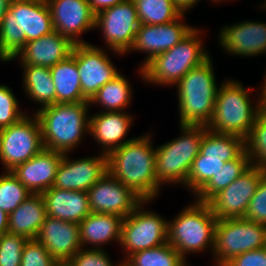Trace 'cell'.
Listing matches in <instances>:
<instances>
[{
    "instance_id": "6da1fadb",
    "label": "cell",
    "mask_w": 266,
    "mask_h": 266,
    "mask_svg": "<svg viewBox=\"0 0 266 266\" xmlns=\"http://www.w3.org/2000/svg\"><path fill=\"white\" fill-rule=\"evenodd\" d=\"M149 134V135H148ZM125 143L107 155L108 173L130 187L143 200H154L161 185L155 174V154L151 134Z\"/></svg>"
},
{
    "instance_id": "7a4b0ae2",
    "label": "cell",
    "mask_w": 266,
    "mask_h": 266,
    "mask_svg": "<svg viewBox=\"0 0 266 266\" xmlns=\"http://www.w3.org/2000/svg\"><path fill=\"white\" fill-rule=\"evenodd\" d=\"M53 31L46 0H11L0 25V61L10 62L27 42Z\"/></svg>"
},
{
    "instance_id": "3957f363",
    "label": "cell",
    "mask_w": 266,
    "mask_h": 266,
    "mask_svg": "<svg viewBox=\"0 0 266 266\" xmlns=\"http://www.w3.org/2000/svg\"><path fill=\"white\" fill-rule=\"evenodd\" d=\"M89 101L80 103H55L36 110L44 148L70 154L80 145L84 134L89 133ZM86 132V133H85Z\"/></svg>"
},
{
    "instance_id": "277c9868",
    "label": "cell",
    "mask_w": 266,
    "mask_h": 266,
    "mask_svg": "<svg viewBox=\"0 0 266 266\" xmlns=\"http://www.w3.org/2000/svg\"><path fill=\"white\" fill-rule=\"evenodd\" d=\"M252 88H245L241 82L233 79L224 80L222 85H219L207 130L219 134H233L245 139L255 119L260 115V95L258 94L256 102H253Z\"/></svg>"
},
{
    "instance_id": "5b68a950",
    "label": "cell",
    "mask_w": 266,
    "mask_h": 266,
    "mask_svg": "<svg viewBox=\"0 0 266 266\" xmlns=\"http://www.w3.org/2000/svg\"><path fill=\"white\" fill-rule=\"evenodd\" d=\"M209 57L182 77L177 87L179 125L207 126L214 111L218 86Z\"/></svg>"
},
{
    "instance_id": "8992f818",
    "label": "cell",
    "mask_w": 266,
    "mask_h": 266,
    "mask_svg": "<svg viewBox=\"0 0 266 266\" xmlns=\"http://www.w3.org/2000/svg\"><path fill=\"white\" fill-rule=\"evenodd\" d=\"M202 33L205 32L194 28L174 47L139 68V76L149 84L175 86L192 68L201 65L210 57L204 48Z\"/></svg>"
},
{
    "instance_id": "52a82bcc",
    "label": "cell",
    "mask_w": 266,
    "mask_h": 266,
    "mask_svg": "<svg viewBox=\"0 0 266 266\" xmlns=\"http://www.w3.org/2000/svg\"><path fill=\"white\" fill-rule=\"evenodd\" d=\"M217 218L208 203L194 200L168 221V243L186 260L187 254L214 250ZM208 248V249H206Z\"/></svg>"
},
{
    "instance_id": "ba28073f",
    "label": "cell",
    "mask_w": 266,
    "mask_h": 266,
    "mask_svg": "<svg viewBox=\"0 0 266 266\" xmlns=\"http://www.w3.org/2000/svg\"><path fill=\"white\" fill-rule=\"evenodd\" d=\"M180 136L155 147V174L158 183L183 184L185 187L194 159L200 151V143L206 126L180 125Z\"/></svg>"
},
{
    "instance_id": "9c48e42d",
    "label": "cell",
    "mask_w": 266,
    "mask_h": 266,
    "mask_svg": "<svg viewBox=\"0 0 266 266\" xmlns=\"http://www.w3.org/2000/svg\"><path fill=\"white\" fill-rule=\"evenodd\" d=\"M244 151V138L206 130L200 143L199 154L193 161L185 187L195 195L215 176L225 162L238 158Z\"/></svg>"
},
{
    "instance_id": "30bf717a",
    "label": "cell",
    "mask_w": 266,
    "mask_h": 266,
    "mask_svg": "<svg viewBox=\"0 0 266 266\" xmlns=\"http://www.w3.org/2000/svg\"><path fill=\"white\" fill-rule=\"evenodd\" d=\"M265 246V225L245 218L217 220L213 265H225L237 255Z\"/></svg>"
},
{
    "instance_id": "8fae6325",
    "label": "cell",
    "mask_w": 266,
    "mask_h": 266,
    "mask_svg": "<svg viewBox=\"0 0 266 266\" xmlns=\"http://www.w3.org/2000/svg\"><path fill=\"white\" fill-rule=\"evenodd\" d=\"M151 200H143L125 217L121 227L120 246L124 260L131 254L159 247L168 242V220L154 211L142 209Z\"/></svg>"
},
{
    "instance_id": "7c38bea8",
    "label": "cell",
    "mask_w": 266,
    "mask_h": 266,
    "mask_svg": "<svg viewBox=\"0 0 266 266\" xmlns=\"http://www.w3.org/2000/svg\"><path fill=\"white\" fill-rule=\"evenodd\" d=\"M44 149L41 125L36 114L0 130V161L4 171H12Z\"/></svg>"
},
{
    "instance_id": "4fadbf2b",
    "label": "cell",
    "mask_w": 266,
    "mask_h": 266,
    "mask_svg": "<svg viewBox=\"0 0 266 266\" xmlns=\"http://www.w3.org/2000/svg\"><path fill=\"white\" fill-rule=\"evenodd\" d=\"M133 0H127L95 15V29L101 30L106 47L118 56L129 53L139 28Z\"/></svg>"
},
{
    "instance_id": "5bb4252c",
    "label": "cell",
    "mask_w": 266,
    "mask_h": 266,
    "mask_svg": "<svg viewBox=\"0 0 266 266\" xmlns=\"http://www.w3.org/2000/svg\"><path fill=\"white\" fill-rule=\"evenodd\" d=\"M83 96L90 101L98 90L120 74L104 48L91 43L75 44L72 50Z\"/></svg>"
},
{
    "instance_id": "9a60e30c",
    "label": "cell",
    "mask_w": 266,
    "mask_h": 266,
    "mask_svg": "<svg viewBox=\"0 0 266 266\" xmlns=\"http://www.w3.org/2000/svg\"><path fill=\"white\" fill-rule=\"evenodd\" d=\"M265 174L259 167L251 165L228 187L217 193L208 202L217 220L244 218L249 202Z\"/></svg>"
},
{
    "instance_id": "2e32d148",
    "label": "cell",
    "mask_w": 266,
    "mask_h": 266,
    "mask_svg": "<svg viewBox=\"0 0 266 266\" xmlns=\"http://www.w3.org/2000/svg\"><path fill=\"white\" fill-rule=\"evenodd\" d=\"M91 212L116 214L123 218L130 215L143 201L130 187L106 173L88 191Z\"/></svg>"
},
{
    "instance_id": "e0dca14e",
    "label": "cell",
    "mask_w": 266,
    "mask_h": 266,
    "mask_svg": "<svg viewBox=\"0 0 266 266\" xmlns=\"http://www.w3.org/2000/svg\"><path fill=\"white\" fill-rule=\"evenodd\" d=\"M184 17V14H181L176 20L166 24L139 25L133 45L129 50V52L139 51L147 54L139 68H142L155 56L174 47L195 28L185 24Z\"/></svg>"
},
{
    "instance_id": "ac0fdd59",
    "label": "cell",
    "mask_w": 266,
    "mask_h": 266,
    "mask_svg": "<svg viewBox=\"0 0 266 266\" xmlns=\"http://www.w3.org/2000/svg\"><path fill=\"white\" fill-rule=\"evenodd\" d=\"M63 154L52 187L64 190L88 191L108 173L107 155L71 159Z\"/></svg>"
},
{
    "instance_id": "d6986e66",
    "label": "cell",
    "mask_w": 266,
    "mask_h": 266,
    "mask_svg": "<svg viewBox=\"0 0 266 266\" xmlns=\"http://www.w3.org/2000/svg\"><path fill=\"white\" fill-rule=\"evenodd\" d=\"M54 30L68 37L74 44L87 43L82 33L95 29V14L87 0H46Z\"/></svg>"
},
{
    "instance_id": "ffe728a7",
    "label": "cell",
    "mask_w": 266,
    "mask_h": 266,
    "mask_svg": "<svg viewBox=\"0 0 266 266\" xmlns=\"http://www.w3.org/2000/svg\"><path fill=\"white\" fill-rule=\"evenodd\" d=\"M220 45L225 52L241 57H254L266 54V24L264 22L241 21L223 27L220 32Z\"/></svg>"
},
{
    "instance_id": "44dd1931",
    "label": "cell",
    "mask_w": 266,
    "mask_h": 266,
    "mask_svg": "<svg viewBox=\"0 0 266 266\" xmlns=\"http://www.w3.org/2000/svg\"><path fill=\"white\" fill-rule=\"evenodd\" d=\"M57 262H68L83 248L79 224L47 216L35 238Z\"/></svg>"
},
{
    "instance_id": "7402d4cb",
    "label": "cell",
    "mask_w": 266,
    "mask_h": 266,
    "mask_svg": "<svg viewBox=\"0 0 266 266\" xmlns=\"http://www.w3.org/2000/svg\"><path fill=\"white\" fill-rule=\"evenodd\" d=\"M74 43L57 31L31 40L11 59H19L21 66L39 65L51 68L71 55Z\"/></svg>"
},
{
    "instance_id": "603a6c76",
    "label": "cell",
    "mask_w": 266,
    "mask_h": 266,
    "mask_svg": "<svg viewBox=\"0 0 266 266\" xmlns=\"http://www.w3.org/2000/svg\"><path fill=\"white\" fill-rule=\"evenodd\" d=\"M63 154L43 149L11 172L32 194H41L51 188Z\"/></svg>"
},
{
    "instance_id": "cb8c5ba5",
    "label": "cell",
    "mask_w": 266,
    "mask_h": 266,
    "mask_svg": "<svg viewBox=\"0 0 266 266\" xmlns=\"http://www.w3.org/2000/svg\"><path fill=\"white\" fill-rule=\"evenodd\" d=\"M132 114L127 111L98 112L89 118V135L102 147V154L121 147L134 138L124 140L132 127Z\"/></svg>"
},
{
    "instance_id": "d4e9b609",
    "label": "cell",
    "mask_w": 266,
    "mask_h": 266,
    "mask_svg": "<svg viewBox=\"0 0 266 266\" xmlns=\"http://www.w3.org/2000/svg\"><path fill=\"white\" fill-rule=\"evenodd\" d=\"M41 195L44 199L47 216L79 224L91 213L89 196L86 191L51 187Z\"/></svg>"
},
{
    "instance_id": "484cf974",
    "label": "cell",
    "mask_w": 266,
    "mask_h": 266,
    "mask_svg": "<svg viewBox=\"0 0 266 266\" xmlns=\"http://www.w3.org/2000/svg\"><path fill=\"white\" fill-rule=\"evenodd\" d=\"M123 217L116 214L91 212L79 223L80 242L82 247L91 245L93 249H103L102 246L112 241L120 243Z\"/></svg>"
},
{
    "instance_id": "4316f807",
    "label": "cell",
    "mask_w": 266,
    "mask_h": 266,
    "mask_svg": "<svg viewBox=\"0 0 266 266\" xmlns=\"http://www.w3.org/2000/svg\"><path fill=\"white\" fill-rule=\"evenodd\" d=\"M47 217L41 194H32L8 215V232L35 239Z\"/></svg>"
},
{
    "instance_id": "83f0119b",
    "label": "cell",
    "mask_w": 266,
    "mask_h": 266,
    "mask_svg": "<svg viewBox=\"0 0 266 266\" xmlns=\"http://www.w3.org/2000/svg\"><path fill=\"white\" fill-rule=\"evenodd\" d=\"M56 91V103H80L88 101L82 94L80 76L74 54L50 68Z\"/></svg>"
},
{
    "instance_id": "f1b7e54d",
    "label": "cell",
    "mask_w": 266,
    "mask_h": 266,
    "mask_svg": "<svg viewBox=\"0 0 266 266\" xmlns=\"http://www.w3.org/2000/svg\"><path fill=\"white\" fill-rule=\"evenodd\" d=\"M25 94L43 108L56 103V91L50 68L39 65L22 66Z\"/></svg>"
},
{
    "instance_id": "f546056e",
    "label": "cell",
    "mask_w": 266,
    "mask_h": 266,
    "mask_svg": "<svg viewBox=\"0 0 266 266\" xmlns=\"http://www.w3.org/2000/svg\"><path fill=\"white\" fill-rule=\"evenodd\" d=\"M251 160L246 151L238 158L225 162L224 166L196 194L195 200L208 203L217 193L228 187L250 166Z\"/></svg>"
},
{
    "instance_id": "4dcf8cb0",
    "label": "cell",
    "mask_w": 266,
    "mask_h": 266,
    "mask_svg": "<svg viewBox=\"0 0 266 266\" xmlns=\"http://www.w3.org/2000/svg\"><path fill=\"white\" fill-rule=\"evenodd\" d=\"M132 88L128 79L120 73L103 85L89 102L102 106V112L126 111L131 104Z\"/></svg>"
},
{
    "instance_id": "1f68e13d",
    "label": "cell",
    "mask_w": 266,
    "mask_h": 266,
    "mask_svg": "<svg viewBox=\"0 0 266 266\" xmlns=\"http://www.w3.org/2000/svg\"><path fill=\"white\" fill-rule=\"evenodd\" d=\"M123 266H187L186 260L168 242L141 250L122 260Z\"/></svg>"
},
{
    "instance_id": "d6a6232c",
    "label": "cell",
    "mask_w": 266,
    "mask_h": 266,
    "mask_svg": "<svg viewBox=\"0 0 266 266\" xmlns=\"http://www.w3.org/2000/svg\"><path fill=\"white\" fill-rule=\"evenodd\" d=\"M140 24L160 25L176 20L182 13L173 0H133Z\"/></svg>"
},
{
    "instance_id": "836d02e7",
    "label": "cell",
    "mask_w": 266,
    "mask_h": 266,
    "mask_svg": "<svg viewBox=\"0 0 266 266\" xmlns=\"http://www.w3.org/2000/svg\"><path fill=\"white\" fill-rule=\"evenodd\" d=\"M32 193L11 172L0 174V209L8 215Z\"/></svg>"
},
{
    "instance_id": "e575fe53",
    "label": "cell",
    "mask_w": 266,
    "mask_h": 266,
    "mask_svg": "<svg viewBox=\"0 0 266 266\" xmlns=\"http://www.w3.org/2000/svg\"><path fill=\"white\" fill-rule=\"evenodd\" d=\"M245 151L251 164L266 172V117L261 114L245 138Z\"/></svg>"
},
{
    "instance_id": "d590c367",
    "label": "cell",
    "mask_w": 266,
    "mask_h": 266,
    "mask_svg": "<svg viewBox=\"0 0 266 266\" xmlns=\"http://www.w3.org/2000/svg\"><path fill=\"white\" fill-rule=\"evenodd\" d=\"M27 238L9 232L0 236V266H20Z\"/></svg>"
},
{
    "instance_id": "8d00e7d4",
    "label": "cell",
    "mask_w": 266,
    "mask_h": 266,
    "mask_svg": "<svg viewBox=\"0 0 266 266\" xmlns=\"http://www.w3.org/2000/svg\"><path fill=\"white\" fill-rule=\"evenodd\" d=\"M17 99L9 86L0 85V130L16 123L26 115L18 106Z\"/></svg>"
},
{
    "instance_id": "74e56055",
    "label": "cell",
    "mask_w": 266,
    "mask_h": 266,
    "mask_svg": "<svg viewBox=\"0 0 266 266\" xmlns=\"http://www.w3.org/2000/svg\"><path fill=\"white\" fill-rule=\"evenodd\" d=\"M58 262L36 239H28L24 245L20 266H56Z\"/></svg>"
},
{
    "instance_id": "f35d334b",
    "label": "cell",
    "mask_w": 266,
    "mask_h": 266,
    "mask_svg": "<svg viewBox=\"0 0 266 266\" xmlns=\"http://www.w3.org/2000/svg\"><path fill=\"white\" fill-rule=\"evenodd\" d=\"M105 251L104 249L81 248L68 263L70 266H123L121 261L114 265Z\"/></svg>"
},
{
    "instance_id": "ab89813d",
    "label": "cell",
    "mask_w": 266,
    "mask_h": 266,
    "mask_svg": "<svg viewBox=\"0 0 266 266\" xmlns=\"http://www.w3.org/2000/svg\"><path fill=\"white\" fill-rule=\"evenodd\" d=\"M244 218L266 226V174L261 178L251 198Z\"/></svg>"
},
{
    "instance_id": "60d3db41",
    "label": "cell",
    "mask_w": 266,
    "mask_h": 266,
    "mask_svg": "<svg viewBox=\"0 0 266 266\" xmlns=\"http://www.w3.org/2000/svg\"><path fill=\"white\" fill-rule=\"evenodd\" d=\"M226 266H266V246L235 256Z\"/></svg>"
},
{
    "instance_id": "b9f144b4",
    "label": "cell",
    "mask_w": 266,
    "mask_h": 266,
    "mask_svg": "<svg viewBox=\"0 0 266 266\" xmlns=\"http://www.w3.org/2000/svg\"><path fill=\"white\" fill-rule=\"evenodd\" d=\"M127 0H87L90 5L91 11L96 15L98 12L115 6Z\"/></svg>"
},
{
    "instance_id": "7bdbcfd3",
    "label": "cell",
    "mask_w": 266,
    "mask_h": 266,
    "mask_svg": "<svg viewBox=\"0 0 266 266\" xmlns=\"http://www.w3.org/2000/svg\"><path fill=\"white\" fill-rule=\"evenodd\" d=\"M200 0H173L175 7L185 15L191 8H194Z\"/></svg>"
},
{
    "instance_id": "ee69618b",
    "label": "cell",
    "mask_w": 266,
    "mask_h": 266,
    "mask_svg": "<svg viewBox=\"0 0 266 266\" xmlns=\"http://www.w3.org/2000/svg\"><path fill=\"white\" fill-rule=\"evenodd\" d=\"M263 87H260V114L266 117V74L264 77Z\"/></svg>"
},
{
    "instance_id": "f6af8a7d",
    "label": "cell",
    "mask_w": 266,
    "mask_h": 266,
    "mask_svg": "<svg viewBox=\"0 0 266 266\" xmlns=\"http://www.w3.org/2000/svg\"><path fill=\"white\" fill-rule=\"evenodd\" d=\"M8 232V214L0 209V236Z\"/></svg>"
},
{
    "instance_id": "bcb514c9",
    "label": "cell",
    "mask_w": 266,
    "mask_h": 266,
    "mask_svg": "<svg viewBox=\"0 0 266 266\" xmlns=\"http://www.w3.org/2000/svg\"><path fill=\"white\" fill-rule=\"evenodd\" d=\"M10 2L11 0H0V25L4 14L8 10Z\"/></svg>"
},
{
    "instance_id": "7dc6e473",
    "label": "cell",
    "mask_w": 266,
    "mask_h": 266,
    "mask_svg": "<svg viewBox=\"0 0 266 266\" xmlns=\"http://www.w3.org/2000/svg\"><path fill=\"white\" fill-rule=\"evenodd\" d=\"M56 266H70L68 262H58Z\"/></svg>"
},
{
    "instance_id": "c3c4849f",
    "label": "cell",
    "mask_w": 266,
    "mask_h": 266,
    "mask_svg": "<svg viewBox=\"0 0 266 266\" xmlns=\"http://www.w3.org/2000/svg\"><path fill=\"white\" fill-rule=\"evenodd\" d=\"M227 1V0H226ZM230 1V0H229ZM212 2H215V4L216 3H220V2H223V0H212ZM224 2H225V0H224Z\"/></svg>"
}]
</instances>
